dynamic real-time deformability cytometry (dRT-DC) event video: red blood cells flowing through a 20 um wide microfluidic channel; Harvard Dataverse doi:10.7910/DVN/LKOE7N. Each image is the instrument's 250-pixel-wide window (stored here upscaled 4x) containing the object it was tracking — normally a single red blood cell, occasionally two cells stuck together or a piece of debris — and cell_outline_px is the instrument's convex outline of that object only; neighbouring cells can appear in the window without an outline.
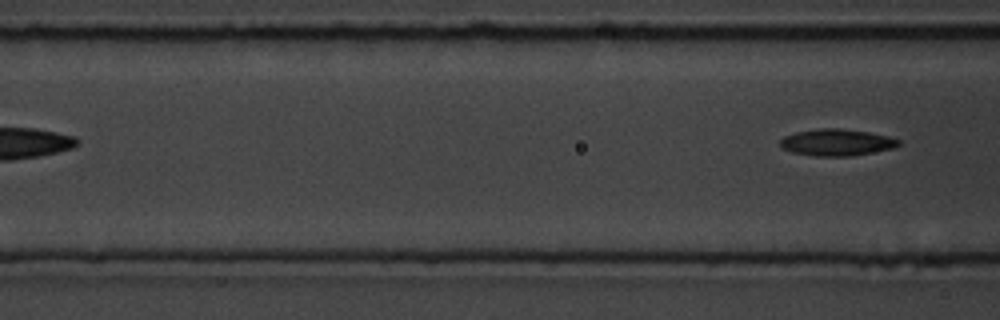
{"species": "common noctule bat (a hibernating species)", "species_latin": "Nyctalus noctula", "temperature_condition": "room temperature", "stored_images_in_passage": 7, "camera_frame_rate_fps": 3000, "um_per_image_px": 0.085, "animal": {"sex": "male", "body_mass_g": 19.5, "forearm_length_mm": 54.6}, "frame": {"image": 1, "passage_image": 7, "time_ms": 6.667, "image_size_px": [1000, 320], "cell_outline_px": [[900, 144], [892, 148], [852, 156], [816, 156], [792, 152], [780, 148], [780, 140], [784, 136], [796, 132], [820, 128], [840, 128], [868, 132], [888, 136], [900, 140]], "centroid_in_image_um": [71.09, 12.1], "position_along_channel_um": 95.5, "area_um2": 18.38}}